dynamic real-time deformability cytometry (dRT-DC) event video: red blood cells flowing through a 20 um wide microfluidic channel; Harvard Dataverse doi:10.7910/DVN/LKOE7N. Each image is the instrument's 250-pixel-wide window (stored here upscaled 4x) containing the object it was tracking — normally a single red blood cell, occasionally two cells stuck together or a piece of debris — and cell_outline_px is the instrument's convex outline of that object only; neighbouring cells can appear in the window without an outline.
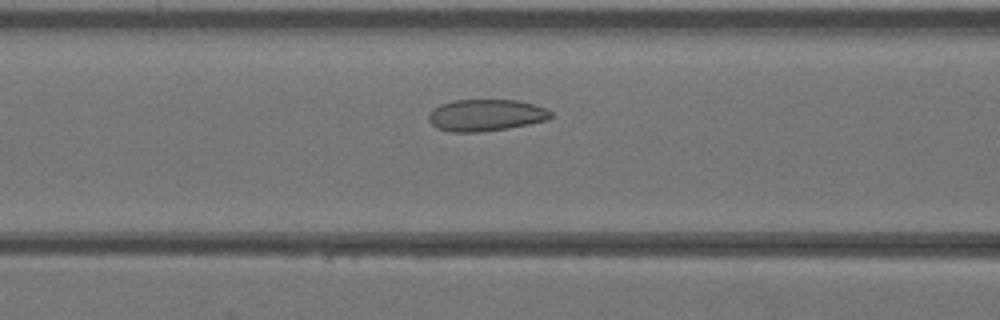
{"species": "Egyptian fruit bat (a non-hibernating species)", "species_latin": "Rousettus aegyptiacus", "temperature_condition": "warm", "stored_images_in_passage": 37, "camera_frame_rate_fps": 3000, "um_per_image_px": 0.085, "animal": {"sex": "female"}, "frame": {"image": 1, "passage_image": 13, "time_ms": 4.0, "image_size_px": [1000, 320], "cell_outline_px": [[552, 116], [548, 120], [508, 128], [480, 132], [452, 132], [436, 128], [428, 120], [428, 112], [432, 108], [440, 104], [452, 100], [516, 100], [548, 108], [552, 112]], "centroid_in_image_um": [41.27, 9.79], "position_along_channel_um": 125.3, "area_um2": 22.83}}
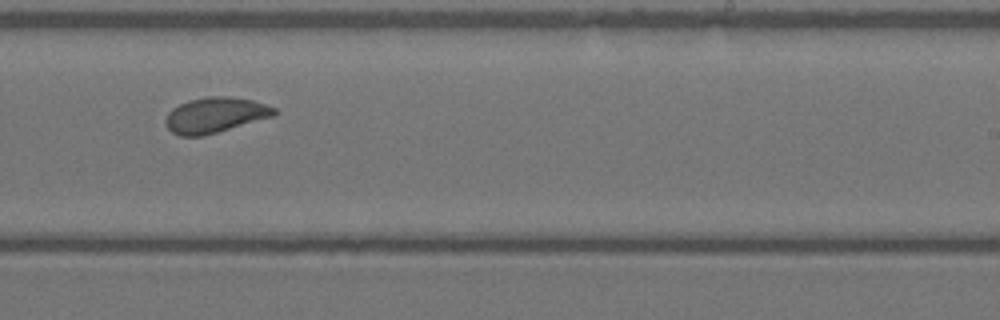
{"frame": {"image": 2, "passage_image": 22, "time_ms": 7.0, "image_size_px": [1000, 320], "cell_outline_px": [[276, 116], [204, 136], [180, 136], [172, 132], [168, 128], [164, 120], [168, 112], [172, 108], [188, 100], [208, 96], [224, 96], [252, 100], [276, 108]], "centroid_in_image_um": [18.29, 9.79], "position_along_channel_um": 270.7, "area_um2": 22.54}}
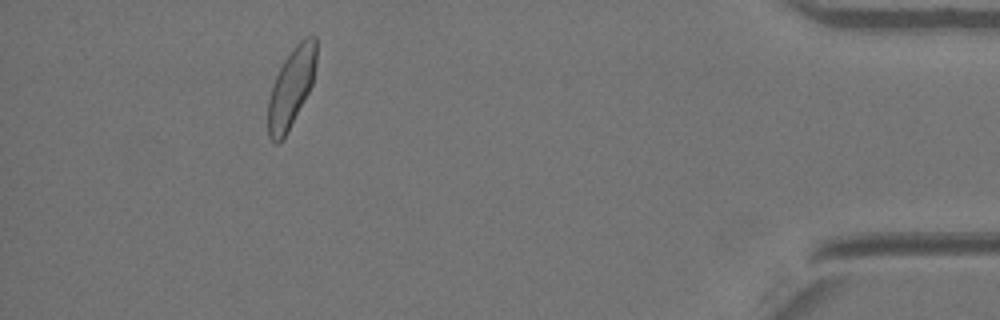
{"frame": {"image": 3, "passage_image": 34, "time_ms": 11.0, "image_size_px": [1000, 320], "cell_outline_px": [[316, 64], [312, 84], [304, 100], [280, 144], [276, 144], [268, 136], [268, 100], [272, 84], [284, 60], [292, 48], [304, 36], [316, 36]], "centroid_in_image_um": [24.74, 7.42], "position_along_channel_um": 410.5, "area_um2": 22.08}}